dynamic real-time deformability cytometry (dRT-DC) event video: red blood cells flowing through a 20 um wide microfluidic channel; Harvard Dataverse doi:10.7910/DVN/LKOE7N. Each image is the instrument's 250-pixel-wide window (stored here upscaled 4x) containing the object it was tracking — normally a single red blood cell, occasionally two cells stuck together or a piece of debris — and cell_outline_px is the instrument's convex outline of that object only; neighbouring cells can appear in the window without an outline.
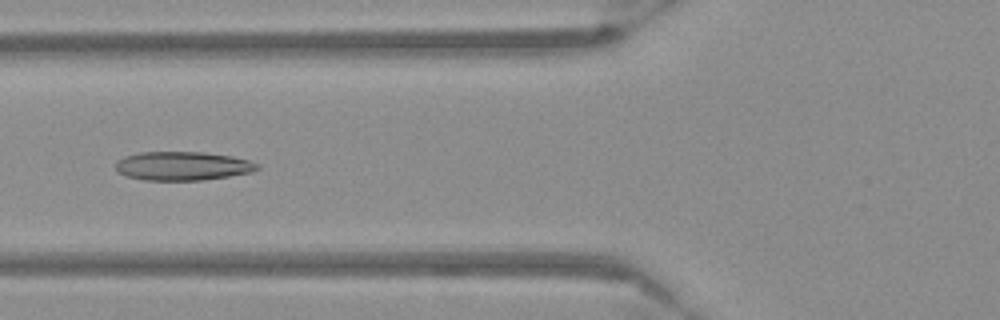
{"species": "Egyptian fruit bat (a non-hibernating species)", "species_latin": "Rousettus aegyptiacus", "temperature_condition": "warm", "stored_images_in_passage": 40, "camera_frame_rate_fps": 3000, "um_per_image_px": 0.085, "frame": {"image": 1, "passage_image": 7, "time_ms": 2.0, "image_size_px": [1000, 320], "cell_outline_px": [[260, 168], [252, 172], [204, 180], [144, 180], [128, 176], [116, 172], [116, 160], [124, 156], [140, 152], [204, 152], [232, 156], [248, 160], [260, 164]], "centroid_in_image_um": [15.52, 14.1], "position_along_channel_um": 110.3, "area_um2": 23.87}}
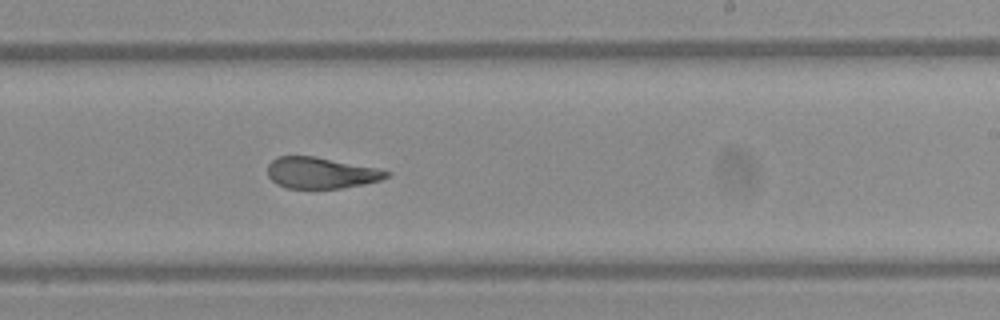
{"frame": {"image": 2, "passage_image": 19, "time_ms": 6.0, "image_size_px": [1000, 320], "cell_outline_px": [[392, 172], [388, 176], [380, 180], [364, 184], [340, 188], [288, 188], [276, 184], [268, 176], [268, 164], [276, 156], [316, 156], [376, 168]], "centroid_in_image_um": [27.26, 14.69], "position_along_channel_um": 261.7, "area_um2": 21.56}}
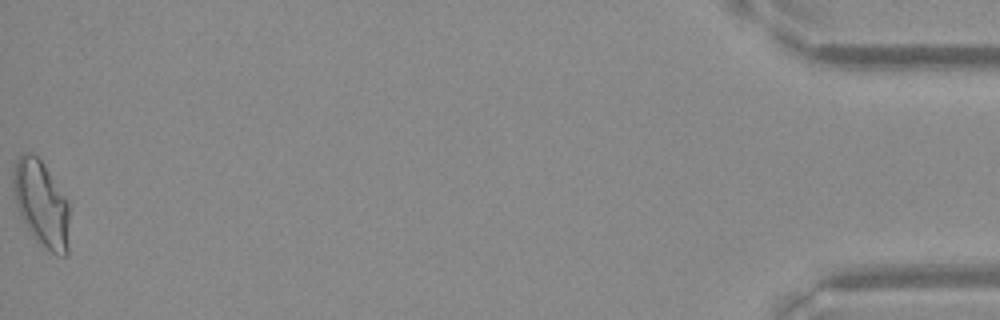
{"frame": {"image": 3, "passage_image": 40, "time_ms": 13.0, "image_size_px": [1000, 320], "cell_outline_px": [[68, 252], [64, 256], [56, 256], [40, 244], [36, 240], [28, 228], [16, 204], [12, 184], [12, 172], [16, 160], [20, 152], [32, 152], [44, 164], [68, 200]], "centroid_in_image_um": [3.51, 17.28], "position_along_channel_um": 431.7, "area_um2": 28.15}}